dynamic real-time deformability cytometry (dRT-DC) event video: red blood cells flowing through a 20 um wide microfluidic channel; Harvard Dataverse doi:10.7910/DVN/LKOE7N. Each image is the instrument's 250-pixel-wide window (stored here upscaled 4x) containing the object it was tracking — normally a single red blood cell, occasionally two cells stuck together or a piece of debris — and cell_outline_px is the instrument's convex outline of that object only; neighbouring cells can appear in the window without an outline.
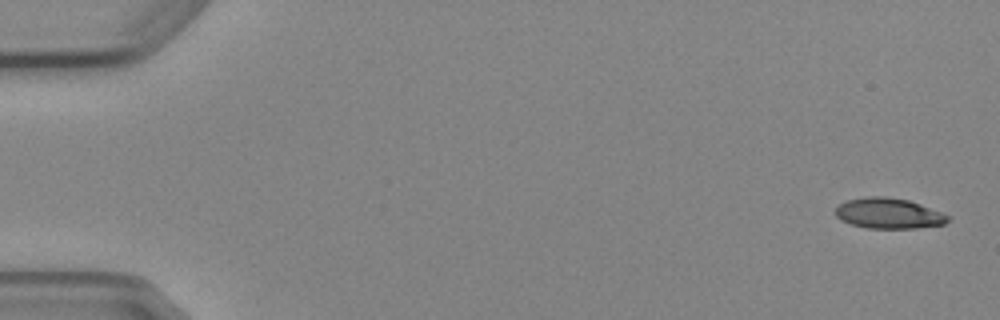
{"species": "Egyptian fruit bat (a non-hibernating species)", "species_latin": "Rousettus aegyptiacus", "temperature_condition": "cold", "stored_images_in_passage": 5, "camera_frame_rate_fps": 3000, "um_per_image_px": 0.085, "animal": {"sex": "female"}, "frame": {"image": 1, "passage_image": 1, "time_ms": 0.0, "image_size_px": [1000, 320], "cell_outline_px": [[948, 220], [944, 224], [916, 228], [868, 228], [852, 224], [840, 220], [836, 216], [836, 208], [840, 204], [848, 200], [868, 196], [884, 196], [908, 200], [920, 204], [940, 212], [948, 216]], "centroid_in_image_um": [75.51, 18.13], "position_along_channel_um": 9.5, "area_um2": 19.71}}
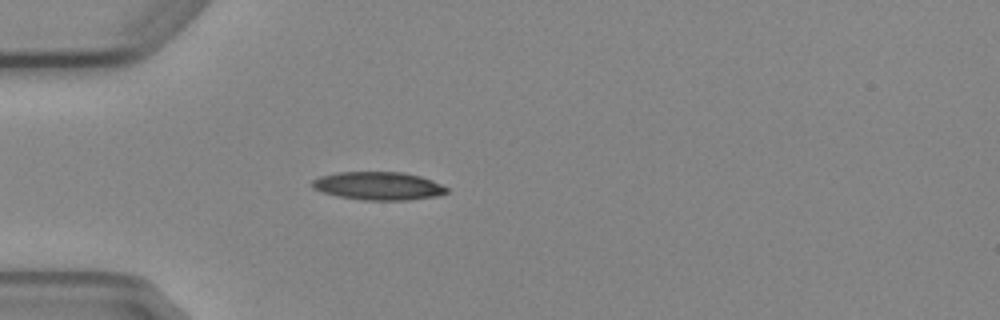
{"frame": {"image": 2, "passage_image": 5, "time_ms": 4.667, "image_size_px": [1000, 320], "cell_outline_px": [[448, 192], [436, 196], [408, 200], [364, 200], [340, 196], [324, 192], [312, 188], [312, 180], [320, 176], [336, 172], [400, 172], [420, 176], [432, 180], [448, 188]], "centroid_in_image_um": [32.16, 15.8], "position_along_channel_um": 52.8, "area_um2": 21.91}}